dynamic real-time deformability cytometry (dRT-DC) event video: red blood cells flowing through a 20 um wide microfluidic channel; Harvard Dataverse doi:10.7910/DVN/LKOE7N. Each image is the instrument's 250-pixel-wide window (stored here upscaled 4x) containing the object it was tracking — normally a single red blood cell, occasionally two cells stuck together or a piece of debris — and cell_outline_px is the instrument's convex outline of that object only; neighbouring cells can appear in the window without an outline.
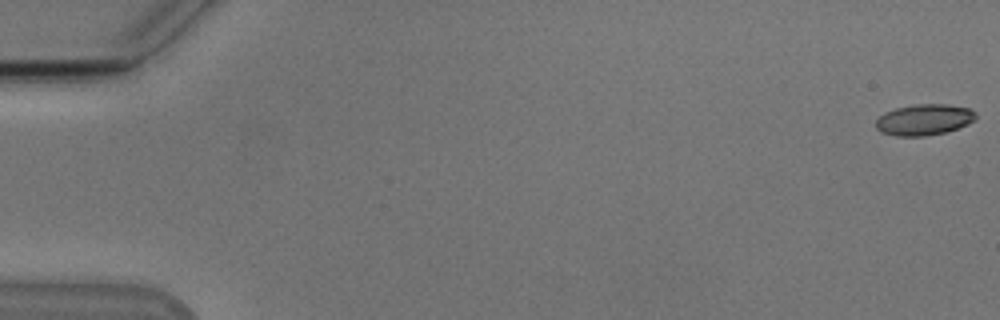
{"species": "Egyptian fruit bat (a non-hibernating species)", "species_latin": "Rousettus aegyptiacus", "temperature_condition": "cold", "stored_images_in_passage": 55, "camera_frame_rate_fps": 3000, "um_per_image_px": 0.085, "animal": {"sex": "male"}, "frame": {"image": 1, "passage_image": 1, "time_ms": 0.0, "image_size_px": [1000, 320], "cell_outline_px": [[976, 120], [968, 124], [944, 132], [924, 136], [896, 136], [880, 132], [876, 128], [876, 120], [884, 112], [896, 108], [916, 104], [948, 104], [968, 108], [976, 112]], "centroid_in_image_um": [78.54, 10.17], "position_along_channel_um": 6.5, "area_um2": 18.09}}
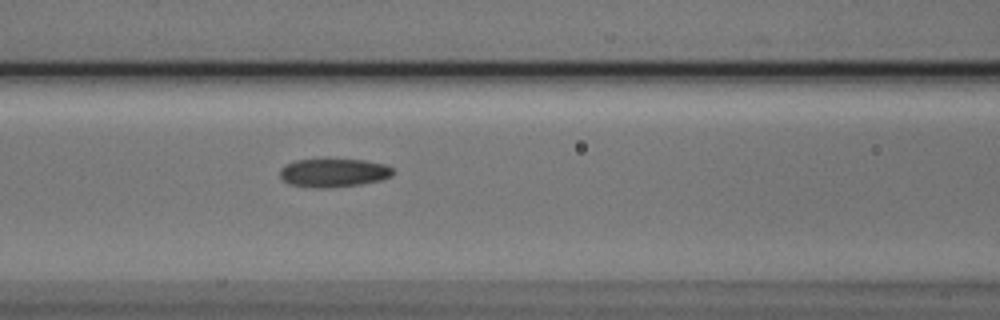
{"frame": {"image": 2, "passage_image": 24, "time_ms": 7.667, "image_size_px": [1000, 320], "cell_outline_px": [[392, 176], [380, 180], [360, 184], [328, 188], [316, 188], [288, 184], [280, 176], [280, 168], [296, 160], [324, 156], [364, 160], [384, 164], [392, 168]], "centroid_in_image_um": [28.32, 14.64], "position_along_channel_um": 138.3, "area_um2": 19.48}}
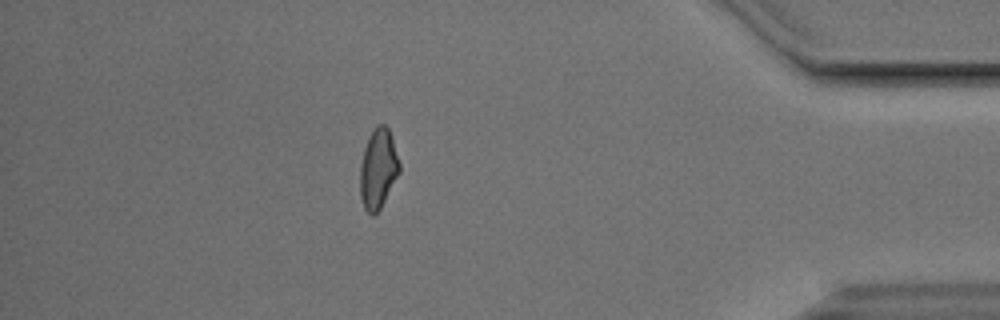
{"frame": {"image": 3, "passage_image": 48, "time_ms": 15.667, "image_size_px": [1000, 320], "cell_outline_px": [[400, 172], [380, 208], [372, 216], [364, 208], [360, 196], [360, 164], [364, 148], [368, 136], [376, 124], [384, 124], [388, 128], [400, 164]], "centroid_in_image_um": [32.12, 14.33], "position_along_channel_um": 403.1, "area_um2": 18.21}}